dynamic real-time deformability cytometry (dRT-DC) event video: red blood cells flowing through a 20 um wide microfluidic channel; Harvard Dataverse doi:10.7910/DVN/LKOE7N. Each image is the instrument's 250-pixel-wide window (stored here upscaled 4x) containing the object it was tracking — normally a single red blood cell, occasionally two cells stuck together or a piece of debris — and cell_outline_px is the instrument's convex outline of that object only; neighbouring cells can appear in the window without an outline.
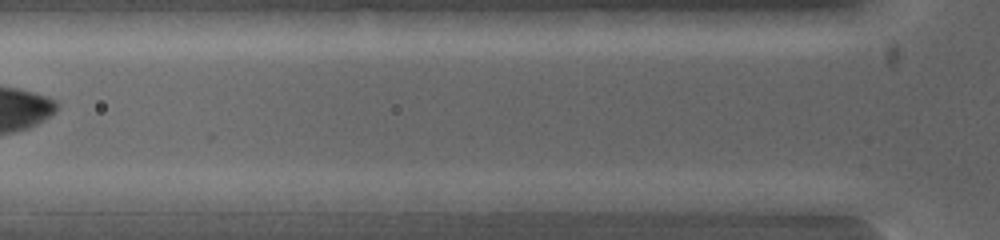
{"species": "common noctule bat (a hibernating species)", "species_latin": "Nyctalus noctula", "temperature_condition": "warm", "stored_images_in_passage": 4, "camera_frame_rate_fps": 5000, "um_per_image_px": 0.085, "animal": {"sex": "female", "body_mass_g": 19.0, "forearm_length_mm": 53.3}, "frame": {"image": 1, "passage_image": 4, "time_ms": 1.0, "image_size_px": [1000, 240], "cell_outline_px": [[580, 200], [564, 212], [496, 212], [488, 200], [520, 192], [572, 192]], "centroid_in_image_um": [45.46, 17.19], "position_along_channel_um": 80.3, "area_um2": 11.1}}